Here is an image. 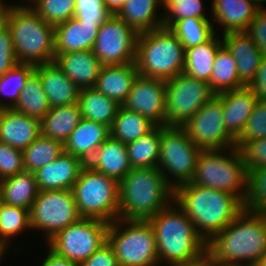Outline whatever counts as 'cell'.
Segmentation results:
<instances>
[{"label": "cell", "instance_id": "3957f363", "mask_svg": "<svg viewBox=\"0 0 266 266\" xmlns=\"http://www.w3.org/2000/svg\"><path fill=\"white\" fill-rule=\"evenodd\" d=\"M0 18L12 36L17 61L24 64H47L55 59V30L28 4H2Z\"/></svg>", "mask_w": 266, "mask_h": 266}, {"label": "cell", "instance_id": "5bb4252c", "mask_svg": "<svg viewBox=\"0 0 266 266\" xmlns=\"http://www.w3.org/2000/svg\"><path fill=\"white\" fill-rule=\"evenodd\" d=\"M181 127L201 150L236 147L235 138L224 125L222 102L216 96L204 104Z\"/></svg>", "mask_w": 266, "mask_h": 266}, {"label": "cell", "instance_id": "d590c367", "mask_svg": "<svg viewBox=\"0 0 266 266\" xmlns=\"http://www.w3.org/2000/svg\"><path fill=\"white\" fill-rule=\"evenodd\" d=\"M161 141V126L147 135L126 144L132 168L157 167Z\"/></svg>", "mask_w": 266, "mask_h": 266}, {"label": "cell", "instance_id": "f1b7e54d", "mask_svg": "<svg viewBox=\"0 0 266 266\" xmlns=\"http://www.w3.org/2000/svg\"><path fill=\"white\" fill-rule=\"evenodd\" d=\"M216 32L208 41L185 50L183 73L191 78L210 81L215 56L223 46L222 37Z\"/></svg>", "mask_w": 266, "mask_h": 266}, {"label": "cell", "instance_id": "11a10c76", "mask_svg": "<svg viewBox=\"0 0 266 266\" xmlns=\"http://www.w3.org/2000/svg\"><path fill=\"white\" fill-rule=\"evenodd\" d=\"M255 4V6L259 9V10H263L266 9V7L263 6L264 3H266V0H252Z\"/></svg>", "mask_w": 266, "mask_h": 266}, {"label": "cell", "instance_id": "4dcf8cb0", "mask_svg": "<svg viewBox=\"0 0 266 266\" xmlns=\"http://www.w3.org/2000/svg\"><path fill=\"white\" fill-rule=\"evenodd\" d=\"M0 181L2 203L30 211L39 193L35 173L23 171Z\"/></svg>", "mask_w": 266, "mask_h": 266}, {"label": "cell", "instance_id": "9c48e42d", "mask_svg": "<svg viewBox=\"0 0 266 266\" xmlns=\"http://www.w3.org/2000/svg\"><path fill=\"white\" fill-rule=\"evenodd\" d=\"M72 192L82 218L114 222L119 218V182L86 165Z\"/></svg>", "mask_w": 266, "mask_h": 266}, {"label": "cell", "instance_id": "5b68a950", "mask_svg": "<svg viewBox=\"0 0 266 266\" xmlns=\"http://www.w3.org/2000/svg\"><path fill=\"white\" fill-rule=\"evenodd\" d=\"M148 221L155 233L160 265L188 261L206 250V242L193 222L174 201Z\"/></svg>", "mask_w": 266, "mask_h": 266}, {"label": "cell", "instance_id": "f907efd6", "mask_svg": "<svg viewBox=\"0 0 266 266\" xmlns=\"http://www.w3.org/2000/svg\"><path fill=\"white\" fill-rule=\"evenodd\" d=\"M258 100H266V56H263L254 80L248 86Z\"/></svg>", "mask_w": 266, "mask_h": 266}, {"label": "cell", "instance_id": "6f0895ef", "mask_svg": "<svg viewBox=\"0 0 266 266\" xmlns=\"http://www.w3.org/2000/svg\"><path fill=\"white\" fill-rule=\"evenodd\" d=\"M7 252V248L5 245L0 241V253H5Z\"/></svg>", "mask_w": 266, "mask_h": 266}, {"label": "cell", "instance_id": "cb8c5ba5", "mask_svg": "<svg viewBox=\"0 0 266 266\" xmlns=\"http://www.w3.org/2000/svg\"><path fill=\"white\" fill-rule=\"evenodd\" d=\"M109 137L108 126L82 118L65 142L64 151L82 159L87 164Z\"/></svg>", "mask_w": 266, "mask_h": 266}, {"label": "cell", "instance_id": "30bf717a", "mask_svg": "<svg viewBox=\"0 0 266 266\" xmlns=\"http://www.w3.org/2000/svg\"><path fill=\"white\" fill-rule=\"evenodd\" d=\"M201 151L181 126H161L157 167L173 190L191 182Z\"/></svg>", "mask_w": 266, "mask_h": 266}, {"label": "cell", "instance_id": "ba28073f", "mask_svg": "<svg viewBox=\"0 0 266 266\" xmlns=\"http://www.w3.org/2000/svg\"><path fill=\"white\" fill-rule=\"evenodd\" d=\"M107 242L120 266H160L154 230L148 220L116 219Z\"/></svg>", "mask_w": 266, "mask_h": 266}, {"label": "cell", "instance_id": "ab89813d", "mask_svg": "<svg viewBox=\"0 0 266 266\" xmlns=\"http://www.w3.org/2000/svg\"><path fill=\"white\" fill-rule=\"evenodd\" d=\"M31 230L29 210L6 205L0 206V241L10 249L12 238Z\"/></svg>", "mask_w": 266, "mask_h": 266}, {"label": "cell", "instance_id": "e0dca14e", "mask_svg": "<svg viewBox=\"0 0 266 266\" xmlns=\"http://www.w3.org/2000/svg\"><path fill=\"white\" fill-rule=\"evenodd\" d=\"M86 165L82 159L64 151L54 161L34 172L39 191L72 190Z\"/></svg>", "mask_w": 266, "mask_h": 266}, {"label": "cell", "instance_id": "8fae6325", "mask_svg": "<svg viewBox=\"0 0 266 266\" xmlns=\"http://www.w3.org/2000/svg\"><path fill=\"white\" fill-rule=\"evenodd\" d=\"M29 215L31 230L44 232L45 243L81 218L72 190L39 191Z\"/></svg>", "mask_w": 266, "mask_h": 266}, {"label": "cell", "instance_id": "2e32d148", "mask_svg": "<svg viewBox=\"0 0 266 266\" xmlns=\"http://www.w3.org/2000/svg\"><path fill=\"white\" fill-rule=\"evenodd\" d=\"M122 107L166 126V83L163 79L138 75Z\"/></svg>", "mask_w": 266, "mask_h": 266}, {"label": "cell", "instance_id": "ee69618b", "mask_svg": "<svg viewBox=\"0 0 266 266\" xmlns=\"http://www.w3.org/2000/svg\"><path fill=\"white\" fill-rule=\"evenodd\" d=\"M112 15L103 0H75L73 18L80 23H89L100 27Z\"/></svg>", "mask_w": 266, "mask_h": 266}, {"label": "cell", "instance_id": "9a60e30c", "mask_svg": "<svg viewBox=\"0 0 266 266\" xmlns=\"http://www.w3.org/2000/svg\"><path fill=\"white\" fill-rule=\"evenodd\" d=\"M138 35L117 15H112L99 27L92 51L103 65L135 62Z\"/></svg>", "mask_w": 266, "mask_h": 266}, {"label": "cell", "instance_id": "603a6c76", "mask_svg": "<svg viewBox=\"0 0 266 266\" xmlns=\"http://www.w3.org/2000/svg\"><path fill=\"white\" fill-rule=\"evenodd\" d=\"M35 72L41 79L50 107L77 103L80 89L55 62L36 65Z\"/></svg>", "mask_w": 266, "mask_h": 266}, {"label": "cell", "instance_id": "f6af8a7d", "mask_svg": "<svg viewBox=\"0 0 266 266\" xmlns=\"http://www.w3.org/2000/svg\"><path fill=\"white\" fill-rule=\"evenodd\" d=\"M23 171L22 151L0 142V180Z\"/></svg>", "mask_w": 266, "mask_h": 266}, {"label": "cell", "instance_id": "681fc988", "mask_svg": "<svg viewBox=\"0 0 266 266\" xmlns=\"http://www.w3.org/2000/svg\"><path fill=\"white\" fill-rule=\"evenodd\" d=\"M77 266H120L112 247L108 242L96 250L86 261Z\"/></svg>", "mask_w": 266, "mask_h": 266}, {"label": "cell", "instance_id": "8992f818", "mask_svg": "<svg viewBox=\"0 0 266 266\" xmlns=\"http://www.w3.org/2000/svg\"><path fill=\"white\" fill-rule=\"evenodd\" d=\"M185 49L166 27L139 33L135 65L139 75L167 80L183 73Z\"/></svg>", "mask_w": 266, "mask_h": 266}, {"label": "cell", "instance_id": "f35d334b", "mask_svg": "<svg viewBox=\"0 0 266 266\" xmlns=\"http://www.w3.org/2000/svg\"><path fill=\"white\" fill-rule=\"evenodd\" d=\"M169 29L182 42L185 50L208 41L215 34L211 19H180Z\"/></svg>", "mask_w": 266, "mask_h": 266}, {"label": "cell", "instance_id": "6da1fadb", "mask_svg": "<svg viewBox=\"0 0 266 266\" xmlns=\"http://www.w3.org/2000/svg\"><path fill=\"white\" fill-rule=\"evenodd\" d=\"M206 250L220 266H255L266 252V214L244 208Z\"/></svg>", "mask_w": 266, "mask_h": 266}, {"label": "cell", "instance_id": "7c38bea8", "mask_svg": "<svg viewBox=\"0 0 266 266\" xmlns=\"http://www.w3.org/2000/svg\"><path fill=\"white\" fill-rule=\"evenodd\" d=\"M109 224L102 220L80 218L58 232L46 244L57 255L76 264L86 261L107 242Z\"/></svg>", "mask_w": 266, "mask_h": 266}, {"label": "cell", "instance_id": "d6a6232c", "mask_svg": "<svg viewBox=\"0 0 266 266\" xmlns=\"http://www.w3.org/2000/svg\"><path fill=\"white\" fill-rule=\"evenodd\" d=\"M155 127L148 118L120 106L110 127V136L127 144L147 135Z\"/></svg>", "mask_w": 266, "mask_h": 266}, {"label": "cell", "instance_id": "f546056e", "mask_svg": "<svg viewBox=\"0 0 266 266\" xmlns=\"http://www.w3.org/2000/svg\"><path fill=\"white\" fill-rule=\"evenodd\" d=\"M82 119L78 103L51 107L42 118L41 135L54 139L63 145Z\"/></svg>", "mask_w": 266, "mask_h": 266}, {"label": "cell", "instance_id": "4316f807", "mask_svg": "<svg viewBox=\"0 0 266 266\" xmlns=\"http://www.w3.org/2000/svg\"><path fill=\"white\" fill-rule=\"evenodd\" d=\"M55 54L92 50L99 27L71 18L54 27Z\"/></svg>", "mask_w": 266, "mask_h": 266}, {"label": "cell", "instance_id": "ffe728a7", "mask_svg": "<svg viewBox=\"0 0 266 266\" xmlns=\"http://www.w3.org/2000/svg\"><path fill=\"white\" fill-rule=\"evenodd\" d=\"M221 37L223 45L236 60L240 81L248 87L256 76L263 54L245 31L229 32Z\"/></svg>", "mask_w": 266, "mask_h": 266}, {"label": "cell", "instance_id": "4fadbf2b", "mask_svg": "<svg viewBox=\"0 0 266 266\" xmlns=\"http://www.w3.org/2000/svg\"><path fill=\"white\" fill-rule=\"evenodd\" d=\"M166 126H182L216 94L210 84L184 73L165 80Z\"/></svg>", "mask_w": 266, "mask_h": 266}, {"label": "cell", "instance_id": "7a4b0ae2", "mask_svg": "<svg viewBox=\"0 0 266 266\" xmlns=\"http://www.w3.org/2000/svg\"><path fill=\"white\" fill-rule=\"evenodd\" d=\"M174 202L193 222L197 233L206 243L245 208V204L233 194L191 182L174 190Z\"/></svg>", "mask_w": 266, "mask_h": 266}, {"label": "cell", "instance_id": "74e56055", "mask_svg": "<svg viewBox=\"0 0 266 266\" xmlns=\"http://www.w3.org/2000/svg\"><path fill=\"white\" fill-rule=\"evenodd\" d=\"M35 71V65L18 63L0 76V109L13 108L19 100L28 77ZM7 97V100H3Z\"/></svg>", "mask_w": 266, "mask_h": 266}, {"label": "cell", "instance_id": "9f6ffc18", "mask_svg": "<svg viewBox=\"0 0 266 266\" xmlns=\"http://www.w3.org/2000/svg\"><path fill=\"white\" fill-rule=\"evenodd\" d=\"M255 266H266V252L262 255Z\"/></svg>", "mask_w": 266, "mask_h": 266}, {"label": "cell", "instance_id": "7402d4cb", "mask_svg": "<svg viewBox=\"0 0 266 266\" xmlns=\"http://www.w3.org/2000/svg\"><path fill=\"white\" fill-rule=\"evenodd\" d=\"M54 62L79 89L94 87L103 67L92 50L55 54Z\"/></svg>", "mask_w": 266, "mask_h": 266}, {"label": "cell", "instance_id": "c3c4849f", "mask_svg": "<svg viewBox=\"0 0 266 266\" xmlns=\"http://www.w3.org/2000/svg\"><path fill=\"white\" fill-rule=\"evenodd\" d=\"M245 32L251 37L263 56H266V9L258 10Z\"/></svg>", "mask_w": 266, "mask_h": 266}, {"label": "cell", "instance_id": "94428289", "mask_svg": "<svg viewBox=\"0 0 266 266\" xmlns=\"http://www.w3.org/2000/svg\"><path fill=\"white\" fill-rule=\"evenodd\" d=\"M6 253H0V262L4 259V255H5ZM2 259V260H1Z\"/></svg>", "mask_w": 266, "mask_h": 266}, {"label": "cell", "instance_id": "8d00e7d4", "mask_svg": "<svg viewBox=\"0 0 266 266\" xmlns=\"http://www.w3.org/2000/svg\"><path fill=\"white\" fill-rule=\"evenodd\" d=\"M63 152L64 145L61 142L40 135L22 151L24 169L34 173L54 161Z\"/></svg>", "mask_w": 266, "mask_h": 266}, {"label": "cell", "instance_id": "e575fe53", "mask_svg": "<svg viewBox=\"0 0 266 266\" xmlns=\"http://www.w3.org/2000/svg\"><path fill=\"white\" fill-rule=\"evenodd\" d=\"M50 108L41 79L34 71L28 77L25 87L21 91L19 100L13 109L30 118L41 121Z\"/></svg>", "mask_w": 266, "mask_h": 266}, {"label": "cell", "instance_id": "db71d44e", "mask_svg": "<svg viewBox=\"0 0 266 266\" xmlns=\"http://www.w3.org/2000/svg\"><path fill=\"white\" fill-rule=\"evenodd\" d=\"M103 2L113 15H117L122 9L125 0H103Z\"/></svg>", "mask_w": 266, "mask_h": 266}, {"label": "cell", "instance_id": "60d3db41", "mask_svg": "<svg viewBox=\"0 0 266 266\" xmlns=\"http://www.w3.org/2000/svg\"><path fill=\"white\" fill-rule=\"evenodd\" d=\"M204 0H163V27L170 28L176 21L185 18L207 17ZM210 1V0H209Z\"/></svg>", "mask_w": 266, "mask_h": 266}, {"label": "cell", "instance_id": "680465c9", "mask_svg": "<svg viewBox=\"0 0 266 266\" xmlns=\"http://www.w3.org/2000/svg\"><path fill=\"white\" fill-rule=\"evenodd\" d=\"M2 204V190H1V181H0V206Z\"/></svg>", "mask_w": 266, "mask_h": 266}, {"label": "cell", "instance_id": "ac0fdd59", "mask_svg": "<svg viewBox=\"0 0 266 266\" xmlns=\"http://www.w3.org/2000/svg\"><path fill=\"white\" fill-rule=\"evenodd\" d=\"M41 135V122L13 108L0 109V142L23 151Z\"/></svg>", "mask_w": 266, "mask_h": 266}, {"label": "cell", "instance_id": "7dc6e473", "mask_svg": "<svg viewBox=\"0 0 266 266\" xmlns=\"http://www.w3.org/2000/svg\"><path fill=\"white\" fill-rule=\"evenodd\" d=\"M18 63L13 49L10 29L0 18V76Z\"/></svg>", "mask_w": 266, "mask_h": 266}, {"label": "cell", "instance_id": "d6986e66", "mask_svg": "<svg viewBox=\"0 0 266 266\" xmlns=\"http://www.w3.org/2000/svg\"><path fill=\"white\" fill-rule=\"evenodd\" d=\"M211 21L221 27V34L246 31L258 8L252 0H212ZM216 30V31H215ZM223 31V32H222Z\"/></svg>", "mask_w": 266, "mask_h": 266}, {"label": "cell", "instance_id": "91938a15", "mask_svg": "<svg viewBox=\"0 0 266 266\" xmlns=\"http://www.w3.org/2000/svg\"><path fill=\"white\" fill-rule=\"evenodd\" d=\"M29 1H30V0H25L24 2L28 3ZM0 2H1L2 4H5V3H6L5 0H0Z\"/></svg>", "mask_w": 266, "mask_h": 266}, {"label": "cell", "instance_id": "7bdbcfd3", "mask_svg": "<svg viewBox=\"0 0 266 266\" xmlns=\"http://www.w3.org/2000/svg\"><path fill=\"white\" fill-rule=\"evenodd\" d=\"M266 137V100H258L241 134L235 139L239 149L246 141Z\"/></svg>", "mask_w": 266, "mask_h": 266}, {"label": "cell", "instance_id": "484cf974", "mask_svg": "<svg viewBox=\"0 0 266 266\" xmlns=\"http://www.w3.org/2000/svg\"><path fill=\"white\" fill-rule=\"evenodd\" d=\"M138 75L135 62L103 65L94 88L122 106Z\"/></svg>", "mask_w": 266, "mask_h": 266}, {"label": "cell", "instance_id": "d4e9b609", "mask_svg": "<svg viewBox=\"0 0 266 266\" xmlns=\"http://www.w3.org/2000/svg\"><path fill=\"white\" fill-rule=\"evenodd\" d=\"M87 165L118 182L132 169L126 144L111 136L96 150Z\"/></svg>", "mask_w": 266, "mask_h": 266}, {"label": "cell", "instance_id": "44dd1931", "mask_svg": "<svg viewBox=\"0 0 266 266\" xmlns=\"http://www.w3.org/2000/svg\"><path fill=\"white\" fill-rule=\"evenodd\" d=\"M215 96L222 102L224 125L236 139L243 131L258 98L249 87L225 91Z\"/></svg>", "mask_w": 266, "mask_h": 266}, {"label": "cell", "instance_id": "52a82bcc", "mask_svg": "<svg viewBox=\"0 0 266 266\" xmlns=\"http://www.w3.org/2000/svg\"><path fill=\"white\" fill-rule=\"evenodd\" d=\"M191 183L228 192L246 205L248 172L241 151L237 147L202 150Z\"/></svg>", "mask_w": 266, "mask_h": 266}, {"label": "cell", "instance_id": "bcb514c9", "mask_svg": "<svg viewBox=\"0 0 266 266\" xmlns=\"http://www.w3.org/2000/svg\"><path fill=\"white\" fill-rule=\"evenodd\" d=\"M239 150L248 173L256 168L266 166V137L246 141Z\"/></svg>", "mask_w": 266, "mask_h": 266}, {"label": "cell", "instance_id": "836d02e7", "mask_svg": "<svg viewBox=\"0 0 266 266\" xmlns=\"http://www.w3.org/2000/svg\"><path fill=\"white\" fill-rule=\"evenodd\" d=\"M208 83L215 94L246 87L238 76L234 56L224 45L215 56L211 78Z\"/></svg>", "mask_w": 266, "mask_h": 266}, {"label": "cell", "instance_id": "83f0119b", "mask_svg": "<svg viewBox=\"0 0 266 266\" xmlns=\"http://www.w3.org/2000/svg\"><path fill=\"white\" fill-rule=\"evenodd\" d=\"M160 9L163 0H125L117 16L139 34L163 27Z\"/></svg>", "mask_w": 266, "mask_h": 266}, {"label": "cell", "instance_id": "1f68e13d", "mask_svg": "<svg viewBox=\"0 0 266 266\" xmlns=\"http://www.w3.org/2000/svg\"><path fill=\"white\" fill-rule=\"evenodd\" d=\"M77 103L83 119L104 124L109 128L121 106L94 87L80 89Z\"/></svg>", "mask_w": 266, "mask_h": 266}, {"label": "cell", "instance_id": "f5cc1de1", "mask_svg": "<svg viewBox=\"0 0 266 266\" xmlns=\"http://www.w3.org/2000/svg\"><path fill=\"white\" fill-rule=\"evenodd\" d=\"M47 251V255L45 258H43L44 261L41 263L40 266H77L76 263L71 262L67 258L57 255L49 247Z\"/></svg>", "mask_w": 266, "mask_h": 266}, {"label": "cell", "instance_id": "277c9868", "mask_svg": "<svg viewBox=\"0 0 266 266\" xmlns=\"http://www.w3.org/2000/svg\"><path fill=\"white\" fill-rule=\"evenodd\" d=\"M174 201L158 167L132 168L119 182V218L148 220Z\"/></svg>", "mask_w": 266, "mask_h": 266}, {"label": "cell", "instance_id": "816d5d0a", "mask_svg": "<svg viewBox=\"0 0 266 266\" xmlns=\"http://www.w3.org/2000/svg\"><path fill=\"white\" fill-rule=\"evenodd\" d=\"M170 266H220V265L213 258V256L207 250H205L203 253H201L198 257L194 259L175 263Z\"/></svg>", "mask_w": 266, "mask_h": 266}, {"label": "cell", "instance_id": "b9f144b4", "mask_svg": "<svg viewBox=\"0 0 266 266\" xmlns=\"http://www.w3.org/2000/svg\"><path fill=\"white\" fill-rule=\"evenodd\" d=\"M28 4L54 27L74 16L75 0H30Z\"/></svg>", "mask_w": 266, "mask_h": 266}]
</instances>
